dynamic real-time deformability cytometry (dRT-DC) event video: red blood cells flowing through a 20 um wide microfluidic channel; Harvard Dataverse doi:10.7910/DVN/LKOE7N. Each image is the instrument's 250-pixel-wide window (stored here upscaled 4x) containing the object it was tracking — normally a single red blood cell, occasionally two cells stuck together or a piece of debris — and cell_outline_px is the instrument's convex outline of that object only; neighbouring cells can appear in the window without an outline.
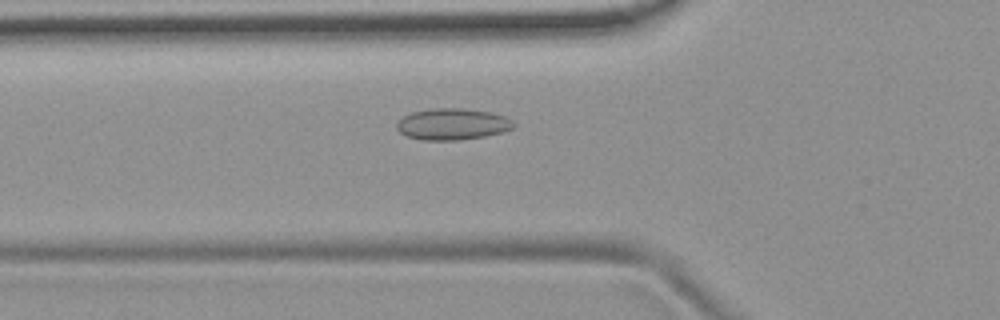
{"species": "common noctule bat (a hibernating species)", "species_latin": "Nyctalus noctula", "temperature_condition": "room temperature", "stored_images_in_passage": 53, "camera_frame_rate_fps": 3000, "um_per_image_px": 0.085, "animal": {"sex": "female", "body_mass_g": 19.9}, "frame": {"image": 1, "passage_image": 19, "time_ms": 6.0, "image_size_px": [1000, 320], "cell_outline_px": [[516, 124], [512, 128], [500, 132], [484, 136], [460, 140], [420, 140], [404, 136], [396, 128], [396, 124], [404, 116], [412, 112], [432, 108], [464, 108], [488, 112], [504, 116], [512, 120]], "centroid_in_image_um": [38.42, 10.55], "position_along_channel_um": 87.4, "area_um2": 21.39}}
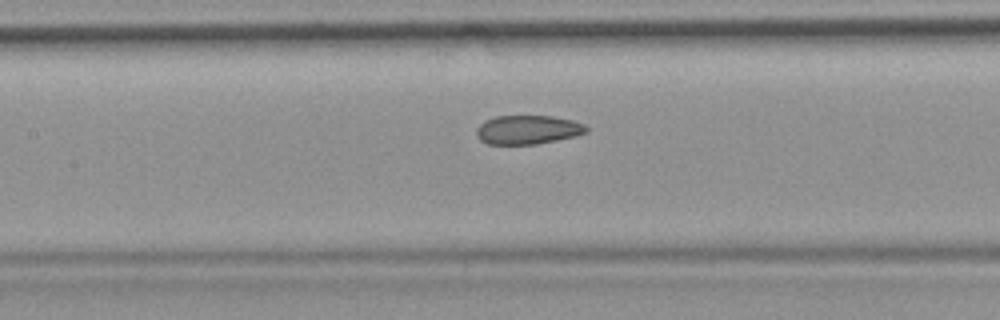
{"frame": {"image": 2, "passage_image": 25, "time_ms": 8.0, "image_size_px": [1000, 320], "cell_outline_px": [[588, 132], [576, 136], [536, 144], [488, 144], [480, 140], [476, 136], [476, 128], [484, 120], [496, 116], [552, 116], [572, 120], [584, 124], [588, 128]], "centroid_in_image_um": [44.85, 11.02], "position_along_channel_um": 162.6, "area_um2": 18.61}}
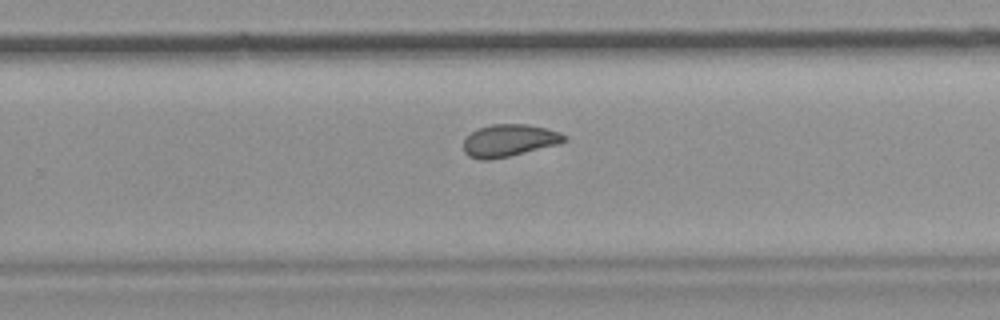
{"frame": {"image": 3, "passage_image": 35, "time_ms": 11.333, "image_size_px": [1000, 320], "cell_outline_px": [[568, 140], [560, 144], [508, 156], [488, 160], [480, 160], [468, 156], [464, 152], [464, 140], [472, 132], [480, 128], [492, 124], [528, 124], [560, 132], [568, 136]], "centroid_in_image_um": [43.31, 11.94], "position_along_channel_um": 286.5, "area_um2": 18.9}, "authors_computed_cell_mechanics": {"area_um2": 19.8832, "velocity_mm_per_s": 3.7397, "shape_relaxation_time_tau1_ms": null, "shape_relaxation_time_tau2_ms": 2.1936, "deformation_change_tau1": null, "deformation_change_tau2": 0.0701}}